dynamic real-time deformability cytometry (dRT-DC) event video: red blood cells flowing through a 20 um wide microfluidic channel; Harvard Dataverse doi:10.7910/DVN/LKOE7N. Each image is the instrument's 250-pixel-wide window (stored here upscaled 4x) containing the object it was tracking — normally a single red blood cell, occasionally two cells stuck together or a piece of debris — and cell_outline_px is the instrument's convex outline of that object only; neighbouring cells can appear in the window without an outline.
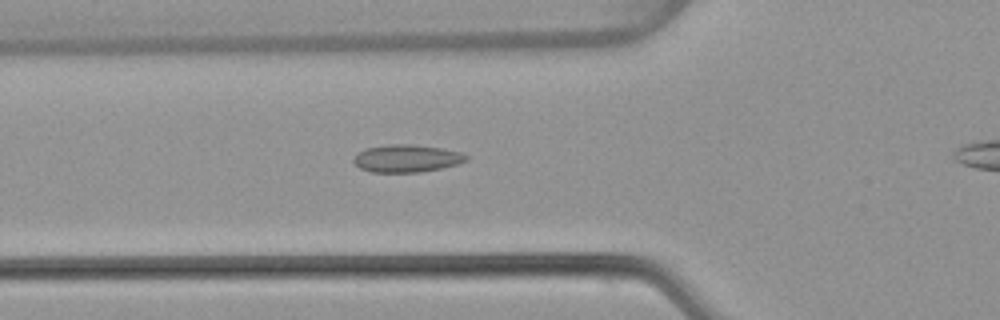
{"species": "common noctule bat (a hibernating species)", "species_latin": "Nyctalus noctula", "temperature_condition": "warm", "stored_images_in_passage": 33, "camera_frame_rate_fps": 3000, "um_per_image_px": 0.085, "animal": {"sex": "female", "body_mass_g": 22.7, "forearm_length_mm": 54.2}, "frame": {"image": 1, "passage_image": 5, "time_ms": 1.333, "image_size_px": [1000, 320], "cell_outline_px": [[468, 160], [456, 164], [440, 168], [420, 172], [372, 172], [360, 168], [352, 160], [364, 148], [388, 144], [412, 144], [440, 148], [460, 152], [468, 156]], "centroid_in_image_um": [34.56, 13.46], "position_along_channel_um": 91.2, "area_um2": 17.92}}
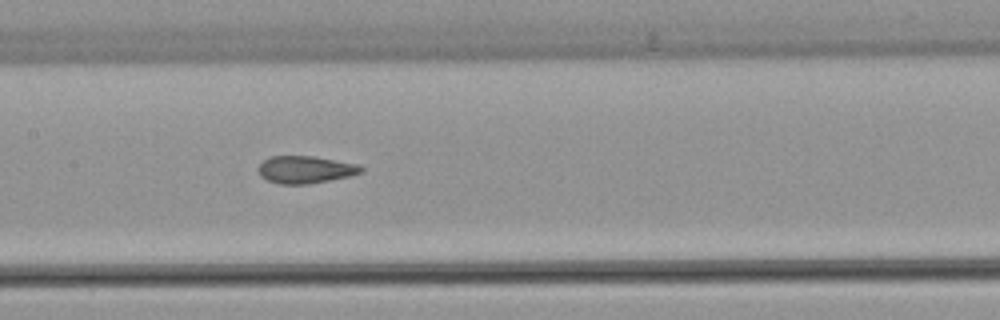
{"frame": {"image": 2, "passage_image": 12, "time_ms": 3.667, "image_size_px": [1000, 320], "cell_outline_px": [[364, 172], [352, 176], [308, 184], [280, 184], [268, 180], [260, 176], [256, 168], [268, 156], [312, 156], [360, 164], [364, 168]], "centroid_in_image_um": [25.98, 14.41], "position_along_channel_um": 181.4, "area_um2": 16.65}}
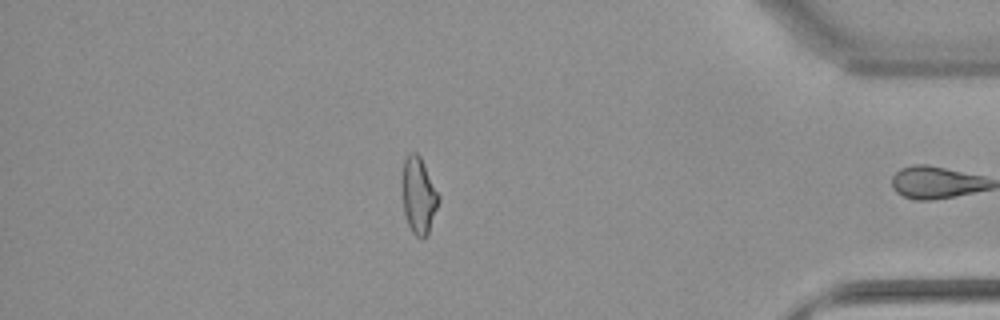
{"frame": {"image": 3, "passage_image": 32, "time_ms": 10.333, "image_size_px": [1000, 320], "cell_outline_px": [[440, 200], [428, 236], [424, 240], [420, 240], [412, 232], [408, 224], [404, 212], [400, 188], [400, 180], [404, 160], [408, 152], [416, 152], [420, 156], [440, 196]], "centroid_in_image_um": [35.56, 16.64], "position_along_channel_um": 399.6, "area_um2": 16.94}, "authors_computed_cell_mechanics": {"area_um2": 16.5308, "velocity_mm_per_s": 3.8419, "shape_relaxation_time_tau1_ms": null, "shape_relaxation_time_tau2_ms": 1.8005, "deformation_change_tau1": null, "deformation_change_tau2": 0.0847}}